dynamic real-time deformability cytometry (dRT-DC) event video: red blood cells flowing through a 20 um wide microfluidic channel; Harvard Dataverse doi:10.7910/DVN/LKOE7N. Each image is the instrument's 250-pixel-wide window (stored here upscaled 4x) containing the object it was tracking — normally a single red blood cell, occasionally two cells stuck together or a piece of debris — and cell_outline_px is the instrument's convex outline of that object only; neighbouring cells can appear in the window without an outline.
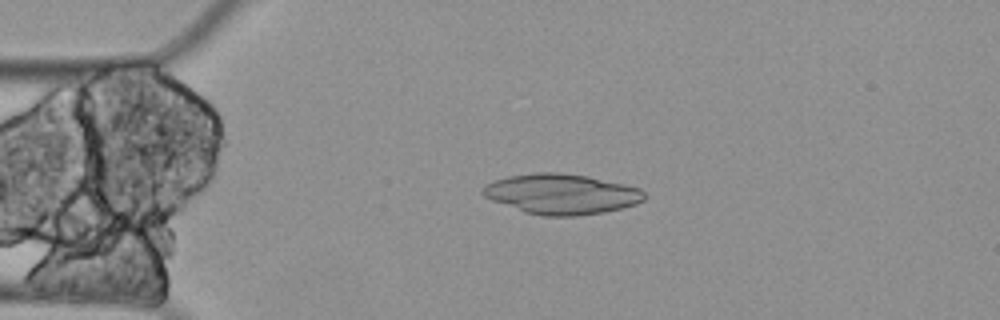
{"species": "Egyptian fruit bat (a non-hibernating species)", "species_latin": "Rousettus aegyptiacus", "temperature_condition": "cold", "stored_images_in_passage": 4, "camera_frame_rate_fps": 3000, "um_per_image_px": 0.085, "animal": {"sex": "female"}, "frame": {"image": 1, "passage_image": 4, "time_ms": 1.0, "image_size_px": [1000, 320], "cell_outline_px": [[644, 200], [636, 204], [604, 212], [576, 216], [544, 216], [524, 212], [492, 200], [484, 196], [480, 192], [484, 184], [508, 176], [536, 172], [556, 172], [588, 176], [624, 184], [640, 188], [644, 192]], "centroid_in_image_um": [47.7, 16.49], "position_along_channel_um": 37.3, "area_um2": 37.86}}